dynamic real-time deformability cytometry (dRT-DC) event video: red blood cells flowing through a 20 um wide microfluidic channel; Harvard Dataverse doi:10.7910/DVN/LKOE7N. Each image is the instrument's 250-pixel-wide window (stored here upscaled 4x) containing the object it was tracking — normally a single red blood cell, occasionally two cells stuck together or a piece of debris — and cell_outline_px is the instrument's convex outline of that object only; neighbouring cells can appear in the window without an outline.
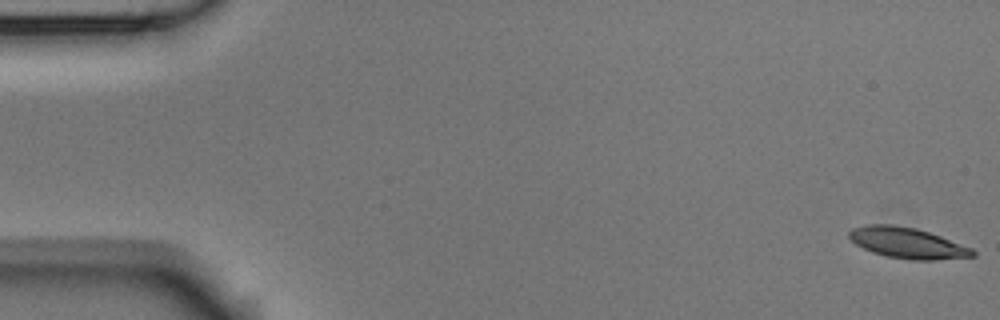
{"species": "Egyptian fruit bat (a non-hibernating species)", "species_latin": "Rousettus aegyptiacus", "temperature_condition": "room temperature", "stored_images_in_passage": 5, "segment_of_instrument_passage": [1, 2], "camera_frame_rate_fps": 3000, "um_per_image_px": 0.085, "animal": {"sex": "male"}, "frame": {"image": 1, "passage_image": 1, "time_ms": 0.0, "image_size_px": [1000, 320], "cell_outline_px": [[976, 256], [936, 260], [908, 260], [884, 256], [872, 252], [856, 244], [848, 236], [848, 232], [852, 228], [864, 224], [892, 224], [916, 228], [940, 236], [972, 248], [976, 252]], "centroid_in_image_um": [77.11, 20.65], "position_along_channel_um": 7.9, "area_um2": 22.31}}
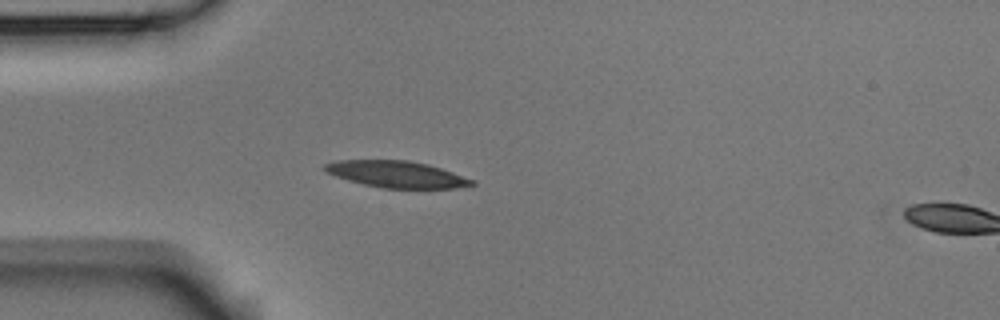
{"frame": {"image": 2, "passage_image": 4, "time_ms": 1.0, "image_size_px": [1000, 320], "cell_outline_px": [[476, 184], [456, 188], [384, 188], [364, 184], [348, 180], [324, 172], [320, 168], [324, 164], [336, 160], [408, 160], [428, 164], [476, 180]], "centroid_in_image_um": [33.68, 14.8], "position_along_channel_um": 51.3, "area_um2": 22.89}}